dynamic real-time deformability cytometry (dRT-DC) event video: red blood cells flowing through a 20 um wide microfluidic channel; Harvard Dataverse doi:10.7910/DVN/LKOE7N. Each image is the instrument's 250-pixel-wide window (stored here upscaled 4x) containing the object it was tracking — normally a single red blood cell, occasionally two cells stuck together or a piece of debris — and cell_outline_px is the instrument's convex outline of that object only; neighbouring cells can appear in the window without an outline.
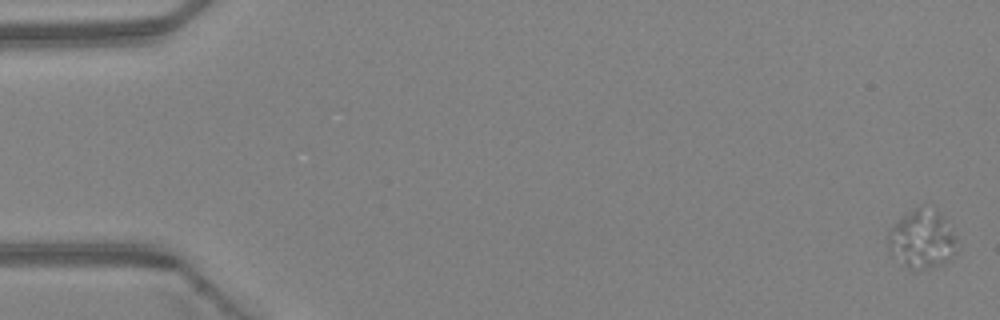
{"species": "Egyptian fruit bat (a non-hibernating species)", "species_latin": "Rousettus aegyptiacus", "temperature_condition": "warm", "stored_images_in_passage": 6, "segment_of_instrument_passage": [1, 2], "camera_frame_rate_fps": 3000, "um_per_image_px": 0.085, "animal": {"sex": "female"}, "frame": {"image": 1, "passage_image": 1, "time_ms": 0.0, "image_size_px": [1000, 320], "cell_outline_px": [[956, 252], [944, 264], [924, 268], [908, 268], [888, 252], [888, 232], [904, 216], [916, 208], [940, 216], [944, 220], [956, 236]], "centroid_in_image_um": [78.35, 20.42], "position_along_channel_um": 6.7, "area_um2": 22.25}}
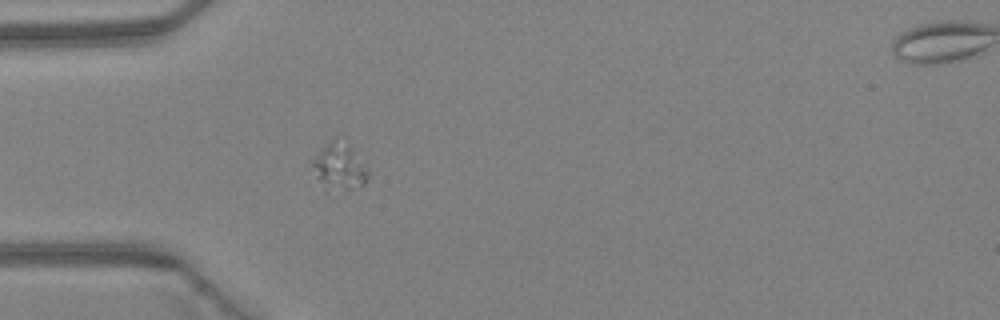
{"frame": {"image": 2, "passage_image": 5, "time_ms": 1.333, "image_size_px": [1000, 320], "cell_outline_px": [[368, 180], [364, 184], [352, 188], [324, 192], [316, 176], [312, 164], [312, 160], [332, 140], [348, 144], [352, 148], [368, 172]], "centroid_in_image_um": [28.82, 14.26], "position_along_channel_um": 56.2, "area_um2": 14.57}}